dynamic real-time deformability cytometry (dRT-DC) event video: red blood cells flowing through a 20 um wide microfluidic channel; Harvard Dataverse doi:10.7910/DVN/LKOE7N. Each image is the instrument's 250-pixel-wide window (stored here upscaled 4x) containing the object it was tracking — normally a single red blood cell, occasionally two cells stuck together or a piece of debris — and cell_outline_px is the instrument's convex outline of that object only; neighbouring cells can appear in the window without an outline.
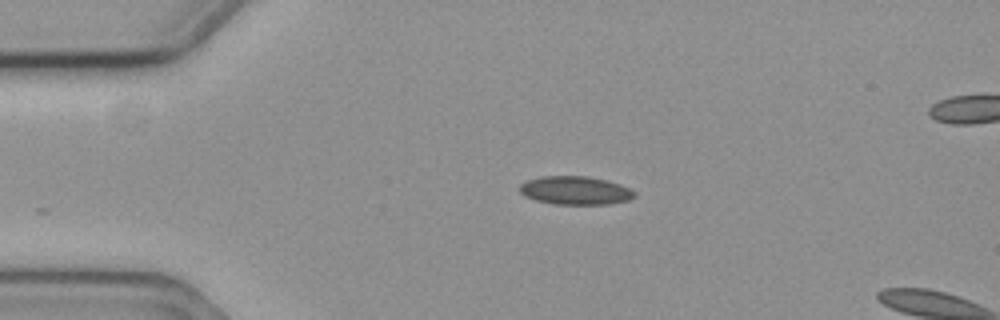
{"species": "common noctule bat (a hibernating species)", "species_latin": "Nyctalus noctula", "temperature_condition": "cold", "stored_images_in_passage": 16, "camera_frame_rate_fps": 3000, "um_per_image_px": 0.085, "animal": {"sex": "female", "body_mass_g": 19.3, "forearm_length_mm": 54.1}, "frame": {"image": 1, "passage_image": 12, "time_ms": 3.667, "image_size_px": [1000, 320], "cell_outline_px": [[636, 196], [628, 200], [608, 204], [556, 204], [536, 200], [524, 196], [520, 192], [520, 184], [528, 180], [540, 176], [588, 176], [608, 180], [620, 184], [636, 192]], "centroid_in_image_um": [48.91, 16.18], "position_along_channel_um": 36.1, "area_um2": 19.02}}